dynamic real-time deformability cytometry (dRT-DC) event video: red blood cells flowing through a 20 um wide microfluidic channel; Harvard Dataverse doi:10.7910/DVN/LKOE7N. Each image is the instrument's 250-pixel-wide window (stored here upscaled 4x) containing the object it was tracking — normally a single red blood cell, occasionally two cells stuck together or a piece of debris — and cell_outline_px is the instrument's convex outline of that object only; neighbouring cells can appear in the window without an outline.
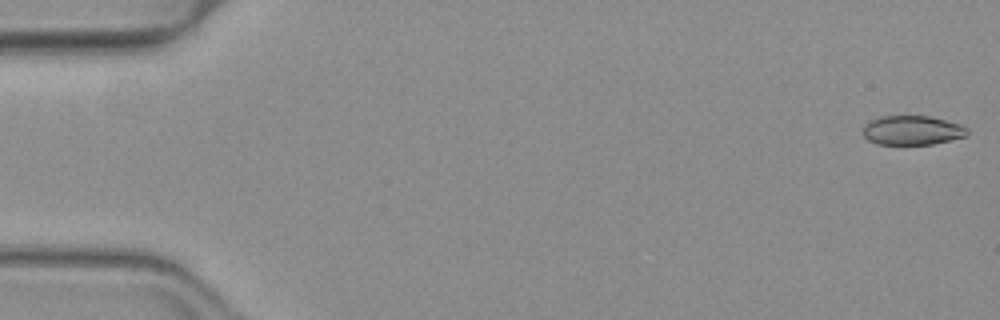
{"species": "common noctule bat (a hibernating species)", "species_latin": "Nyctalus noctula", "temperature_condition": "warm", "stored_images_in_passage": 6, "camera_frame_rate_fps": 3000, "um_per_image_px": 0.085, "animal": {"sex": "female", "body_mass_g": 19.3, "forearm_length_mm": 54.1}, "frame": {"image": 1, "passage_image": 1, "time_ms": 0.0, "image_size_px": [1000, 320], "cell_outline_px": [[968, 136], [932, 144], [876, 144], [868, 140], [860, 132], [864, 124], [868, 120], [880, 116], [932, 116], [964, 124], [968, 128]], "centroid_in_image_um": [77.54, 11.06], "position_along_channel_um": 7.5, "area_um2": 18.32}}